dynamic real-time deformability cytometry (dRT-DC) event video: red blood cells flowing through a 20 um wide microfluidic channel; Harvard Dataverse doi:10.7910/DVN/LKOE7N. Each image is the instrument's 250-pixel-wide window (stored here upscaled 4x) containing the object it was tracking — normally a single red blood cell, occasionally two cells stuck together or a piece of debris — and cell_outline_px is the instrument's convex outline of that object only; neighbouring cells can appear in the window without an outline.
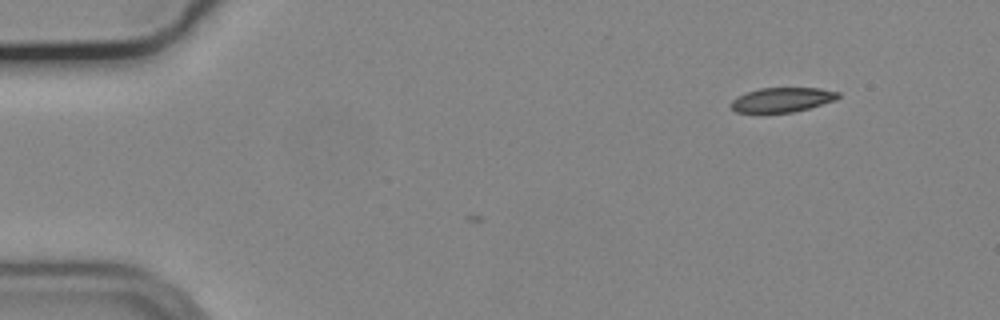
{"species": "common noctule bat (a hibernating species)", "species_latin": "Nyctalus noctula", "temperature_condition": "cold", "stored_images_in_passage": 4, "camera_frame_rate_fps": 3000, "um_per_image_px": 0.085, "animal": {"sex": "male", "body_mass_g": 19.2, "forearm_length_mm": 51.8}, "frame": {"image": 1, "passage_image": 4, "time_ms": 1.0, "image_size_px": [1000, 320], "cell_outline_px": [[840, 96], [836, 100], [808, 108], [792, 112], [736, 112], [728, 104], [736, 96], [760, 88], [820, 88], [840, 92]], "centroid_in_image_um": [66.48, 8.47], "position_along_channel_um": 18.5, "area_um2": 15.26}}